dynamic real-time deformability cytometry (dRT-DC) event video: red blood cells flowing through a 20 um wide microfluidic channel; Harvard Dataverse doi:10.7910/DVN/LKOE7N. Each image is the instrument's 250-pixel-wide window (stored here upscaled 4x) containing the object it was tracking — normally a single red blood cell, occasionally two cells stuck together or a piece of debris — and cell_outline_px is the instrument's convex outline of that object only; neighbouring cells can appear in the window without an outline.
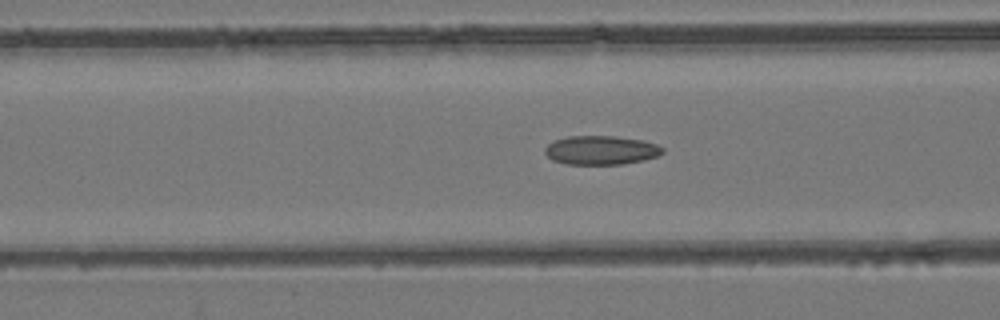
{"species": "common noctule bat (a hibernating species)", "species_latin": "Nyctalus noctula", "temperature_condition": "room temperature", "stored_images_in_passage": 50, "camera_frame_rate_fps": 3000, "um_per_image_px": 0.085, "animal": {"sex": "female", "body_mass_g": 24.6, "forearm_length_mm": 56.2}, "frame": {"image": 1, "passage_image": 22, "time_ms": 7.0, "image_size_px": [1000, 320], "cell_outline_px": [[664, 152], [656, 156], [644, 160], [624, 164], [564, 164], [552, 160], [544, 152], [544, 148], [548, 144], [556, 140], [568, 136], [616, 136], [644, 140], [656, 144], [664, 148]], "centroid_in_image_um": [51.09, 12.76], "position_along_channel_um": 115.5, "area_um2": 19.94}}
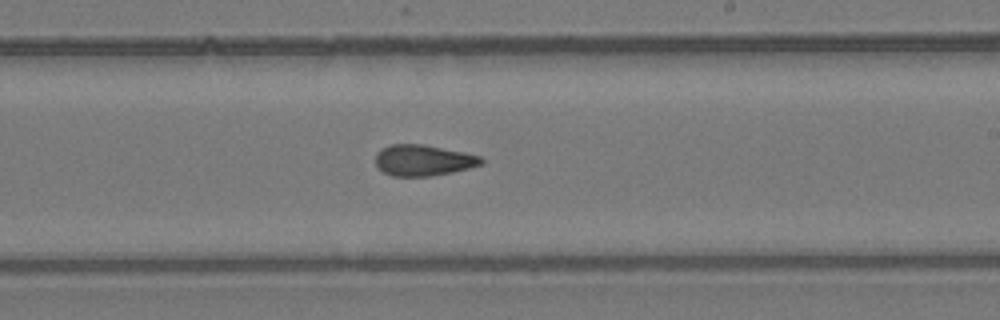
{"frame": {"image": 2, "passage_image": 33, "time_ms": 10.667, "image_size_px": [1000, 320], "cell_outline_px": [[484, 164], [452, 172], [432, 176], [392, 176], [376, 168], [376, 152], [380, 148], [392, 144], [424, 144], [464, 152], [480, 156], [484, 160]], "centroid_in_image_um": [35.96, 13.62], "position_along_channel_um": 253.0, "area_um2": 19.31}}
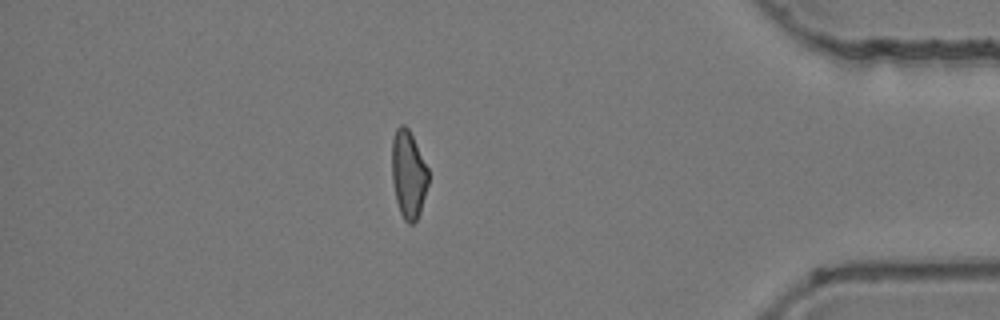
{"frame": {"image": 3, "passage_image": 48, "time_ms": 15.667, "image_size_px": [1000, 320], "cell_outline_px": [[428, 184], [420, 212], [416, 220], [412, 224], [408, 224], [404, 220], [400, 212], [396, 200], [392, 180], [392, 140], [396, 128], [400, 124], [404, 124], [408, 128], [428, 168]], "centroid_in_image_um": [34.71, 14.82], "position_along_channel_um": 400.5, "area_um2": 18.55}, "authors_computed_cell_mechanics": {"area_um2": 19.9121, "velocity_mm_per_s": 3.7527, "shape_relaxation_time_tau1_ms": null, "shape_relaxation_time_tau2_ms": 3.8518, "deformation_change_tau1": null, "deformation_change_tau2": 0.109}}